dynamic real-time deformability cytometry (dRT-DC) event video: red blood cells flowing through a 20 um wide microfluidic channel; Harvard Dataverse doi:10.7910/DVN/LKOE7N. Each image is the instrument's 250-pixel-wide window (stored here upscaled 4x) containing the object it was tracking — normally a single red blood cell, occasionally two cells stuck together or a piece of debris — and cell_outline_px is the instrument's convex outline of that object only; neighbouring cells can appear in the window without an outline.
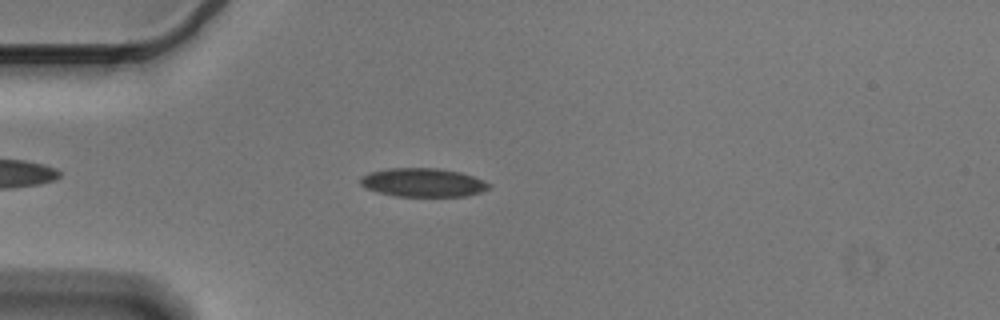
{"species": "Egyptian fruit bat (a non-hibernating species)", "species_latin": "Rousettus aegyptiacus", "temperature_condition": "cold", "stored_images_in_passage": 50, "camera_frame_rate_fps": 3000, "um_per_image_px": 0.085, "animal": {"sex": "male"}, "frame": {"image": 1, "passage_image": 9, "time_ms": 2.667, "image_size_px": [1000, 320], "cell_outline_px": [[492, 184], [488, 188], [480, 192], [464, 196], [396, 196], [376, 192], [360, 184], [360, 176], [368, 172], [388, 168], [440, 168], [460, 172], [484, 180]], "centroid_in_image_um": [35.93, 15.5], "position_along_channel_um": 49.1, "area_um2": 21.5}}
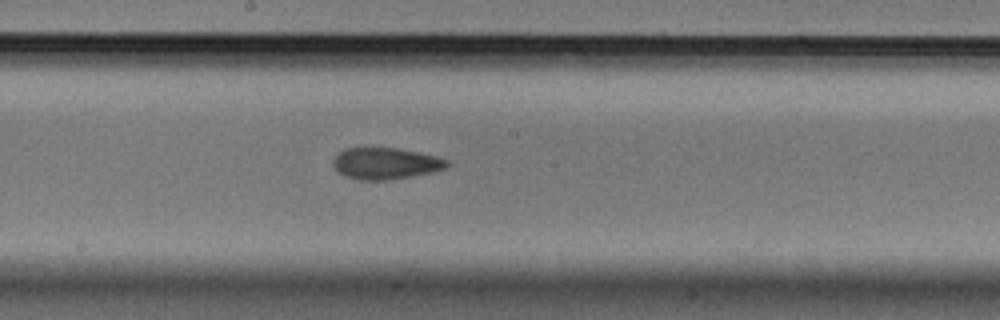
{"frame": {"image": 2, "passage_image": 24, "time_ms": 7.667, "image_size_px": [1000, 320], "cell_outline_px": [[448, 168], [436, 172], [388, 180], [360, 180], [344, 176], [336, 172], [332, 164], [332, 160], [344, 148], [364, 144], [396, 148], [436, 156], [448, 160]], "centroid_in_image_um": [32.71, 13.86], "position_along_channel_um": 215.5, "area_um2": 21.85}}
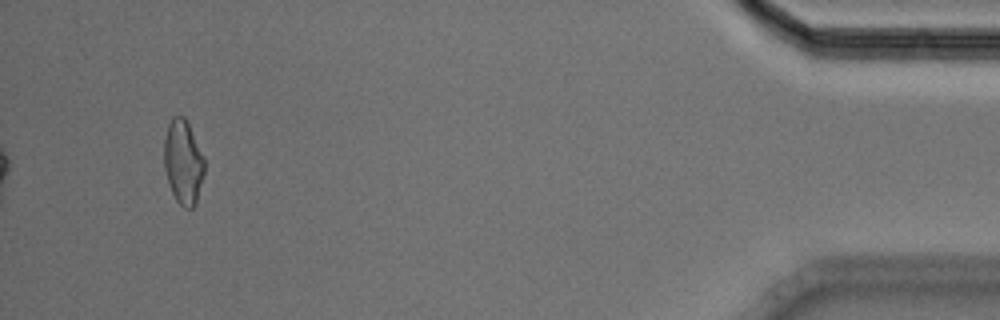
{"frame": {"image": 3, "passage_image": 47, "time_ms": 15.333, "image_size_px": [1000, 320], "cell_outline_px": [[204, 176], [196, 204], [192, 208], [184, 208], [176, 200], [172, 192], [164, 168], [164, 140], [168, 124], [172, 116], [184, 116], [204, 156]], "centroid_in_image_um": [15.58, 13.78], "position_along_channel_um": 419.6, "area_um2": 19.83}, "authors_computed_cell_mechanics": {"area_um2": 21.0392, "velocity_mm_per_s": 3.5909, "shape_relaxation_time_tau1_ms": 4.7571, "shape_relaxation_time_tau2_ms": 4.4836, "deformation_change_tau1": 0.1176, "deformation_change_tau2": 0.1081}}